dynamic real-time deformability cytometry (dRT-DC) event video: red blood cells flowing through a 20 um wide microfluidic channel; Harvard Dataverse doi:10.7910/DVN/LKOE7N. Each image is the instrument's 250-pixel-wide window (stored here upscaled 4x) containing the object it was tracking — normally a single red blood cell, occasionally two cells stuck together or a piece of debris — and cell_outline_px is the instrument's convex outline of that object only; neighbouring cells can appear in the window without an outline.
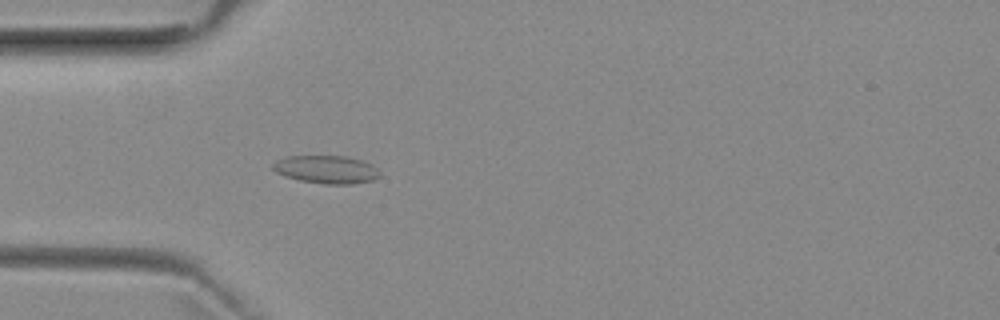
{"species": "common noctule bat (a hibernating species)", "species_latin": "Nyctalus noctula", "temperature_condition": "room temperature", "stored_images_in_passage": 40, "camera_frame_rate_fps": 3000, "um_per_image_px": 0.085, "animal": {"sex": "female", "body_mass_g": 29.2, "forearm_length_mm": 56.3}, "frame": {"image": 1, "passage_image": 4, "time_ms": 1.0, "image_size_px": [1000, 320], "cell_outline_px": [[380, 176], [372, 180], [352, 184], [324, 184], [300, 180], [284, 176], [276, 172], [272, 168], [272, 164], [276, 160], [288, 156], [348, 156], [372, 164], [380, 172]], "centroid_in_image_um": [27.73, 14.4], "position_along_channel_um": 57.3, "area_um2": 17.46}}
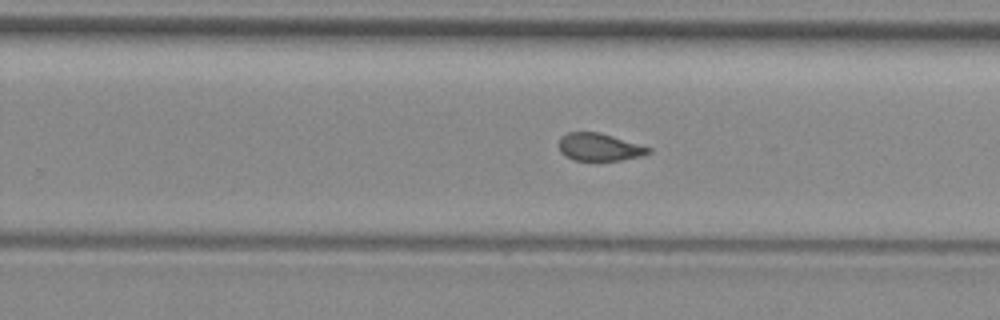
{"frame": {"image": 2, "passage_image": 21, "time_ms": 6.667, "image_size_px": [1000, 320], "cell_outline_px": [[652, 152], [640, 156], [620, 160], [572, 160], [564, 156], [560, 152], [560, 136], [568, 132], [600, 132], [652, 148]], "centroid_in_image_um": [50.93, 12.5], "position_along_channel_um": 278.9, "area_um2": 14.39}}
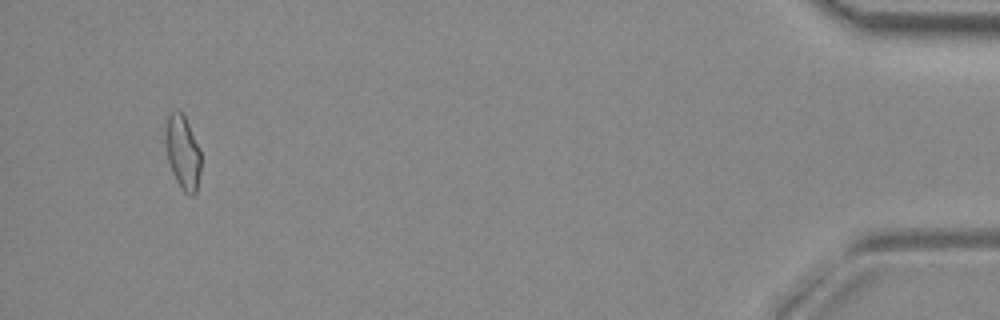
{"frame": {"image": 3, "passage_image": 38, "time_ms": 12.333, "image_size_px": [1000, 320], "cell_outline_px": [[200, 172], [196, 192], [192, 196], [184, 192], [176, 180], [172, 172], [168, 160], [164, 140], [164, 132], [168, 112], [176, 108], [184, 116], [188, 124], [200, 152]], "centroid_in_image_um": [15.49, 12.91], "position_along_channel_um": 419.7, "area_um2": 15.26}, "authors_computed_cell_mechanics": {"area_um2": 15.317, "velocity_mm_per_s": 3.9778, "shape_relaxation_time_tau1_ms": null, "shape_relaxation_time_tau2_ms": 1.1019, "deformation_change_tau1": null, "deformation_change_tau2": 0.0708}}